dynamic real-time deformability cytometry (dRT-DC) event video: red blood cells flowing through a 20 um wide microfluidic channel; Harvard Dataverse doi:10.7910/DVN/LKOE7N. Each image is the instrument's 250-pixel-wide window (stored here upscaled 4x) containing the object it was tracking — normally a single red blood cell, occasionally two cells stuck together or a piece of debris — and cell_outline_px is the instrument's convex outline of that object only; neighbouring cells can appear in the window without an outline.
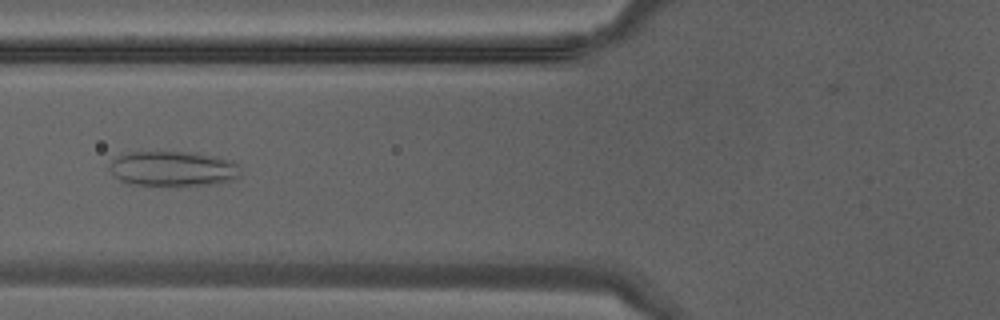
{"species": "Egyptian fruit bat (a non-hibernating species)", "species_latin": "Rousettus aegyptiacus", "temperature_condition": "warm", "stored_images_in_passage": 30, "camera_frame_rate_fps": 3000, "um_per_image_px": 0.085, "animal": {"sex": "male"}, "frame": {"image": 1, "passage_image": 5, "time_ms": 1.333, "image_size_px": [1000, 320], "cell_outline_px": [[240, 176], [216, 184], [176, 188], [164, 188], [128, 184], [120, 180], [108, 168], [112, 160], [116, 156], [128, 152], [164, 148], [196, 152], [232, 160], [236, 164], [240, 172]], "centroid_in_image_um": [14.64, 14.33], "position_along_channel_um": 111.2, "area_um2": 28.78}}
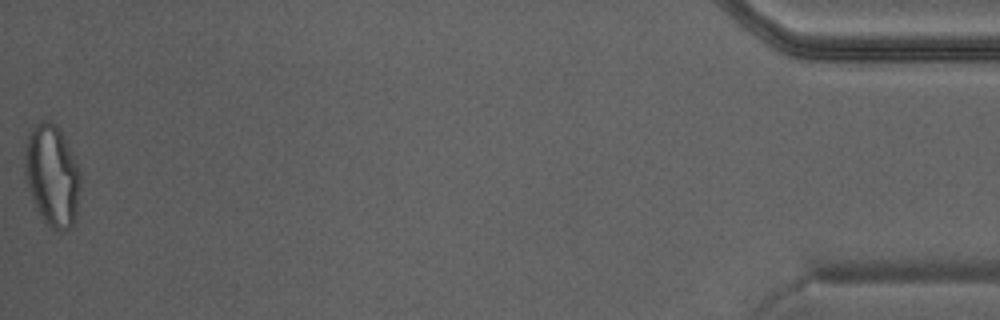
{"frame": {"image": 2, "passage_image": 30, "time_ms": 9.667, "image_size_px": [1000, 320], "cell_outline_px": [[80, 188], [76, 216], [72, 228], [60, 232], [56, 232], [48, 228], [40, 216], [24, 176], [24, 152], [28, 136], [32, 128], [40, 120], [48, 120], [56, 124], [80, 172]], "centroid_in_image_um": [4.41, 14.98], "position_along_channel_um": 430.8, "area_um2": 32.89}}